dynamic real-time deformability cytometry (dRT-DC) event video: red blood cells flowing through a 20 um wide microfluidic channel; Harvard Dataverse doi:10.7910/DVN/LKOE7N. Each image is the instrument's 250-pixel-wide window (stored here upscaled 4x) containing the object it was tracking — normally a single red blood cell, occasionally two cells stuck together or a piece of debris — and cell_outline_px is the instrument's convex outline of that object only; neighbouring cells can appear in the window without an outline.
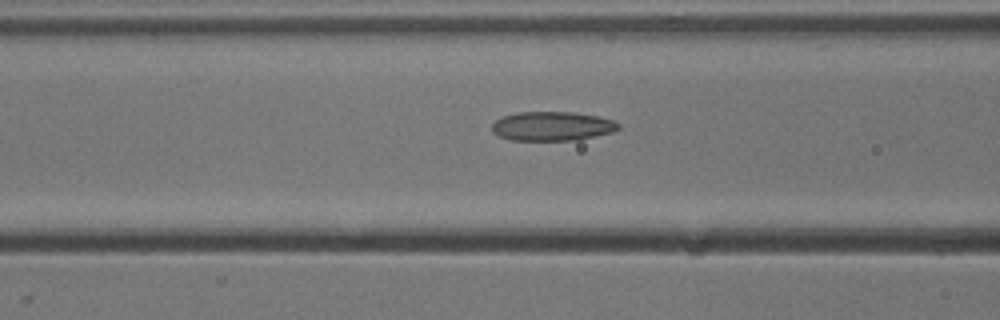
{"species": "common noctule bat (a hibernating species)", "species_latin": "Nyctalus noctula", "temperature_condition": "cold", "stored_images_in_passage": 13, "camera_frame_rate_fps": 3000, "um_per_image_px": 0.085, "animal": {"sex": "male", "body_mass_g": 13.3}, "frame": {"image": 1, "passage_image": 11, "time_ms": 3.333, "image_size_px": [1000, 320], "cell_outline_px": [[620, 128], [612, 132], [576, 140], [512, 140], [500, 136], [492, 132], [492, 124], [496, 120], [504, 116], [516, 112], [572, 112], [600, 116], [612, 120], [620, 124]], "centroid_in_image_um": [46.94, 10.72], "position_along_channel_um": 119.7, "area_um2": 21.44}}